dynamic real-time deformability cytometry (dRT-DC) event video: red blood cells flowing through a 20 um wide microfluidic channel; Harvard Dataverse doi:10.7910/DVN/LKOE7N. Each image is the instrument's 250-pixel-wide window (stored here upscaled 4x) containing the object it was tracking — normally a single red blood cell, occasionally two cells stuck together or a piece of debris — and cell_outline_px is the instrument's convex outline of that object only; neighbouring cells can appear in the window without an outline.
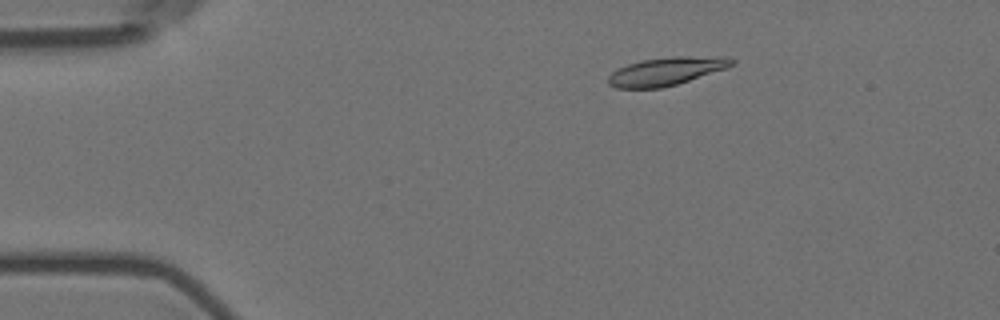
{"species": "Egyptian fruit bat (a non-hibernating species)", "species_latin": "Rousettus aegyptiacus", "temperature_condition": "room temperature", "stored_images_in_passage": 55, "camera_frame_rate_fps": 3000, "um_per_image_px": 0.085, "animal": {"sex": "female"}, "frame": {"image": 1, "passage_image": 10, "time_ms": 3.0, "image_size_px": [1000, 320], "cell_outline_px": [[736, 60], [728, 68], [676, 84], [660, 88], [616, 88], [608, 84], [608, 76], [612, 72], [628, 64], [640, 60], [672, 56], [728, 56]], "centroid_in_image_um": [56.67, 6.04], "position_along_channel_um": 28.3, "area_um2": 20.35}}
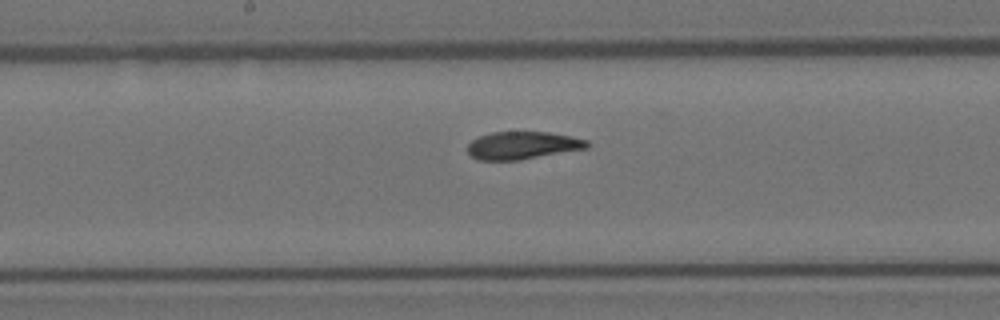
{"frame": {"image": 2, "passage_image": 29, "time_ms": 9.333, "image_size_px": [1000, 320], "cell_outline_px": [[592, 144], [588, 148], [520, 160], [480, 160], [472, 156], [468, 152], [468, 144], [472, 140], [480, 136], [492, 132], [548, 132], [588, 140]], "centroid_in_image_um": [44.45, 12.36], "position_along_channel_um": 203.8, "area_um2": 19.19}}
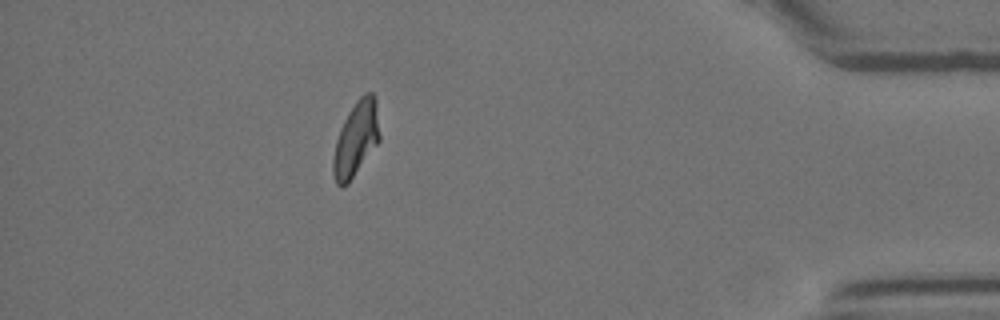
{"frame": {"image": 3, "passage_image": 49, "time_ms": 16.0, "image_size_px": [1000, 320], "cell_outline_px": [[380, 140], [348, 184], [340, 188], [336, 184], [332, 172], [332, 160], [336, 140], [340, 128], [348, 112], [356, 100], [364, 92], [372, 92], [376, 96], [380, 136]], "centroid_in_image_um": [30.26, 11.8], "position_along_channel_um": 404.9, "area_um2": 20.52}, "authors_computed_cell_mechanics": {"area_um2": 19.8254, "velocity_mm_per_s": 3.7247, "shape_relaxation_time_tau1_ms": 4.4575, "shape_relaxation_time_tau2_ms": 2.4787, "deformation_change_tau1": 0.1726, "deformation_change_tau2": 0.0448}}